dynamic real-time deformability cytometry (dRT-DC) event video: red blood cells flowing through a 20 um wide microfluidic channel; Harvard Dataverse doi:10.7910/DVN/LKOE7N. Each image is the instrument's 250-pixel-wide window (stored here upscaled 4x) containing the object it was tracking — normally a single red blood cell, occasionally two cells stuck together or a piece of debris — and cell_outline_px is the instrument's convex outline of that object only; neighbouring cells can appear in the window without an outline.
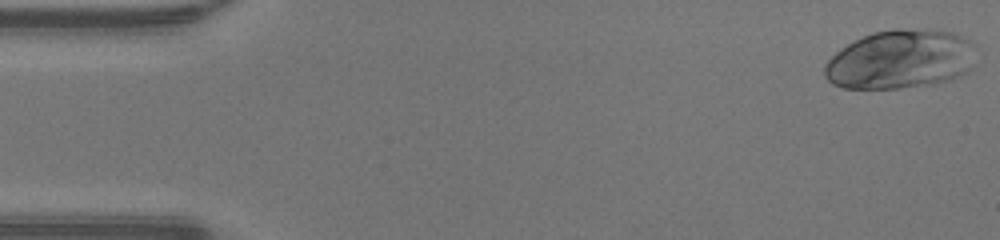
{"species": "human", "species_latin": "Homo sapiens", "temperature_condition": "warm", "stored_images_in_passage": 47, "camera_frame_rate_fps": 3000, "um_per_image_px": 0.085, "donor": {"sex": "male"}, "frame": {"image": 1, "passage_image": 1, "time_ms": 0.0, "image_size_px": [1000, 240], "cell_outline_px": [[972, 68], [968, 72], [952, 80], [932, 84], [896, 88], [844, 88], [832, 84], [824, 76], [824, 64], [840, 48], [872, 32], [896, 28], [900, 28], [956, 32], [968, 40]], "centroid_in_image_um": [76.47, 5.06], "position_along_channel_um": 8.5, "area_um2": 51.62}}
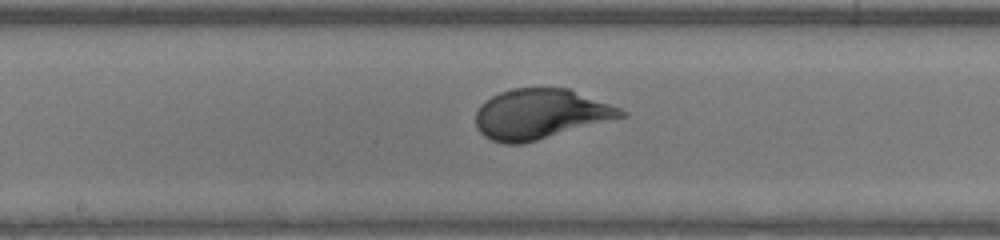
{"frame": {"image": 2, "passage_image": 24, "time_ms": 7.667, "image_size_px": [1000, 240], "cell_outline_px": [[628, 116], [536, 140], [520, 144], [504, 144], [492, 140], [484, 136], [476, 128], [476, 112], [480, 104], [492, 96], [500, 92], [512, 88], [568, 88], [620, 108], [628, 112]], "centroid_in_image_um": [45.92, 9.69], "position_along_channel_um": 202.3, "area_um2": 42.25}}
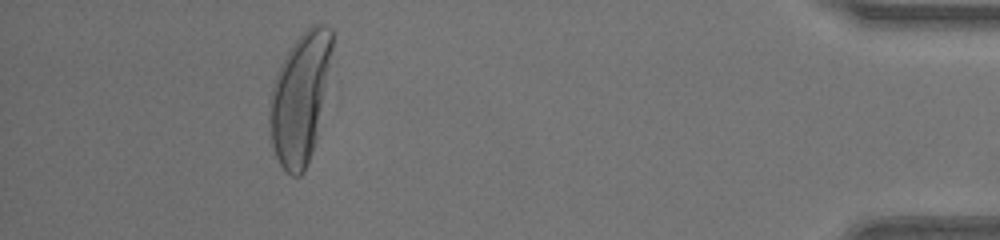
{"frame": {"image": 3, "passage_image": 43, "time_ms": 14.0, "image_size_px": [1000, 240], "cell_outline_px": [[332, 52], [316, 140], [312, 152], [304, 172], [300, 176], [292, 176], [280, 164], [272, 148], [268, 132], [268, 112], [272, 84], [280, 64], [292, 44], [312, 24], [324, 24], [332, 28]], "centroid_in_image_um": [25.47, 8.35], "position_along_channel_um": 409.7, "area_um2": 47.4}, "authors_computed_cell_mechanics": {"area_um2": 42.2518, "velocity_mm_per_s": 4.3155, "shape_relaxation_time_tau1_ms": 4.0353, "shape_relaxation_time_tau2_ms": null, "deformation_change_tau1": 0.2933, "deformation_change_tau2": null}}